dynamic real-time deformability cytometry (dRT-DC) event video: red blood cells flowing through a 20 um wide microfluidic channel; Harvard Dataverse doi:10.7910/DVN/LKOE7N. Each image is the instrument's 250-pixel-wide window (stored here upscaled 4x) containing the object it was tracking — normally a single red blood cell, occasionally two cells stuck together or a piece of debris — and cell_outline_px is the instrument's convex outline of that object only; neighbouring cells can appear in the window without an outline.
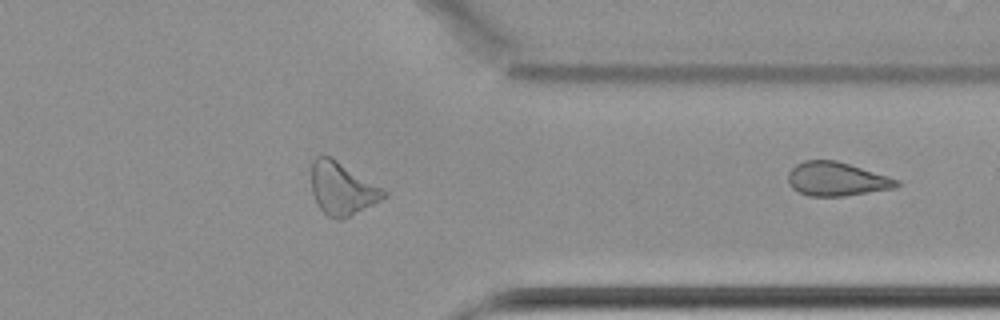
{"species": "common noctule bat (a hibernating species)", "species_latin": "Nyctalus noctula", "temperature_condition": "cold", "stored_images_in_passage": 54, "segment_of_instrument_passage": [2, 2], "camera_frame_rate_fps": 3000, "um_per_image_px": 0.085, "animal": {"sex": "female", "body_mass_g": 22.7, "forearm_length_mm": 54.2}, "frame": {"image": 1, "passage_image": 54, "time_ms": 17.667, "image_size_px": [1000, 320], "cell_outline_px": [[900, 184], [896, 188], [844, 196], [808, 196], [792, 188], [788, 184], [788, 172], [796, 164], [804, 160], [836, 160], [888, 176], [900, 180]], "centroid_in_image_um": [71.11, 15.22], "position_along_channel_um": 340.3, "area_um2": 21.44}}